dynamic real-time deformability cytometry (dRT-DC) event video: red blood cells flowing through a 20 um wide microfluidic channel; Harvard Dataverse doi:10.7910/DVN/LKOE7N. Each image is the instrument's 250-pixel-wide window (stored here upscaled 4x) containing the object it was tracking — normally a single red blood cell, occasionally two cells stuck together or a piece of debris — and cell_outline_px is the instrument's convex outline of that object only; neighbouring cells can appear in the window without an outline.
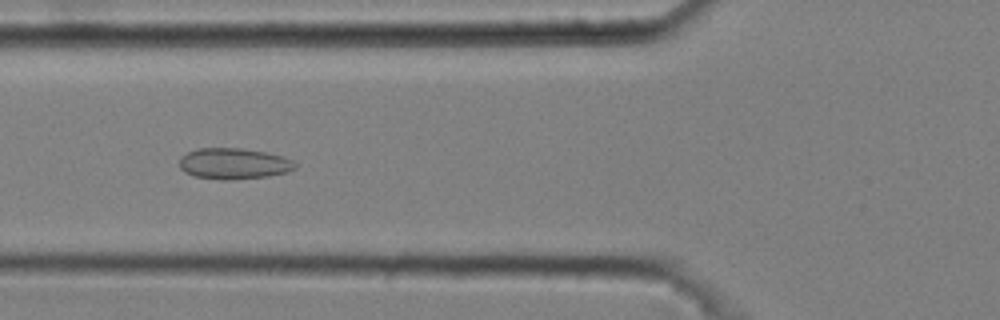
{"species": "common noctule bat (a hibernating species)", "species_latin": "Nyctalus noctula", "temperature_condition": "cold", "stored_images_in_passage": 7, "camera_frame_rate_fps": 3000, "um_per_image_px": 0.085, "animal": {"sex": "male", "body_mass_g": 20.4}, "frame": {"image": 1, "passage_image": 6, "time_ms": 1.667, "image_size_px": [1000, 320], "cell_outline_px": [[296, 168], [288, 172], [268, 176], [228, 180], [224, 180], [196, 176], [184, 172], [180, 168], [180, 156], [196, 148], [240, 148], [264, 152], [280, 156], [292, 160], [296, 164]], "centroid_in_image_um": [19.85, 13.91], "position_along_channel_um": 105.9, "area_um2": 20.81}}
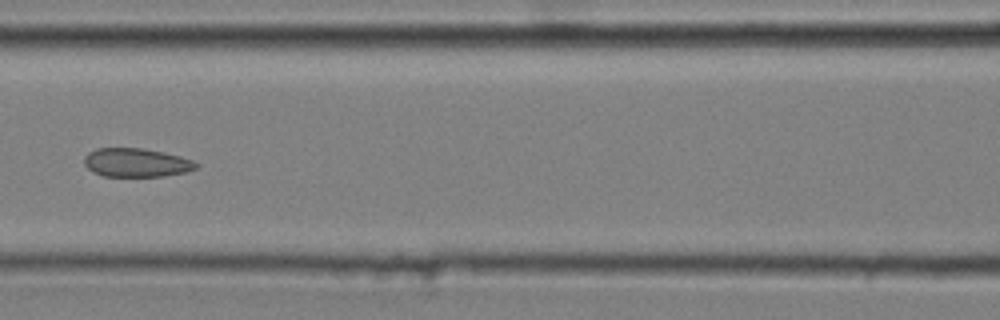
{"frame": {"image": 2, "passage_image": 7, "time_ms": 2.0, "image_size_px": [1000, 320], "cell_outline_px": [[200, 164], [196, 168], [188, 172], [164, 176], [104, 176], [92, 172], [84, 164], [84, 156], [88, 152], [96, 148], [144, 148], [164, 152], [180, 156], [192, 160]], "centroid_in_image_um": [11.59, 13.82], "position_along_channel_um": 155.0, "area_um2": 18.9}}